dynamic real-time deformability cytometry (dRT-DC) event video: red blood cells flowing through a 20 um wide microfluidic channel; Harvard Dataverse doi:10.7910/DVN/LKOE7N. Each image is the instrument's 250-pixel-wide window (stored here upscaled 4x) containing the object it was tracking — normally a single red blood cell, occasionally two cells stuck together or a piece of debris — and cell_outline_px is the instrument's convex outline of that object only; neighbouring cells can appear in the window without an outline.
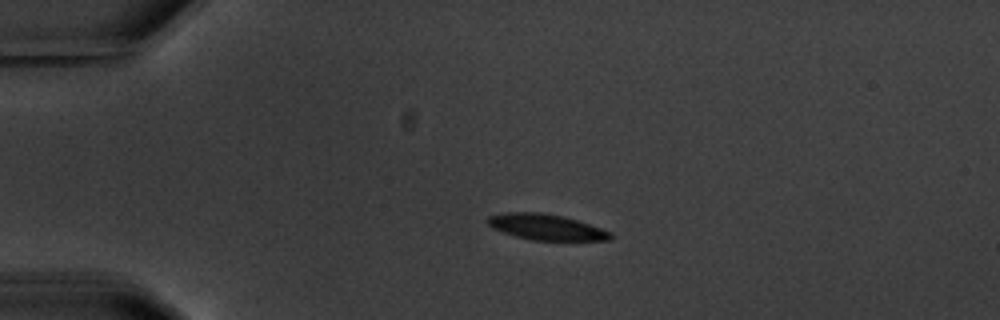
{"species": "common noctule bat (a hibernating species)", "species_latin": "Nyctalus noctula", "temperature_condition": "warm", "stored_images_in_passage": 3, "camera_frame_rate_fps": 3000, "um_per_image_px": 0.085, "animal": {"sex": "male", "body_mass_g": 20.1, "forearm_length_mm": 53.5}, "frame": {"image": 1, "passage_image": 2, "time_ms": 1.0, "image_size_px": [1000, 320], "cell_outline_px": [[612, 240], [532, 240], [516, 236], [492, 228], [488, 224], [488, 216], [504, 212], [544, 212], [564, 216], [612, 232]], "centroid_in_image_um": [46.42, 19.29], "position_along_channel_um": 38.6, "area_um2": 18.38}}